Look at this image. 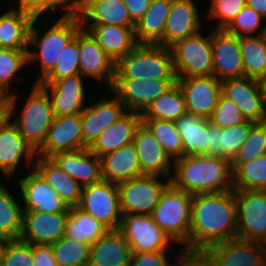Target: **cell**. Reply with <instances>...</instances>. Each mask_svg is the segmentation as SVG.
Returning a JSON list of instances; mask_svg holds the SVG:
<instances>
[{
	"label": "cell",
	"instance_id": "1",
	"mask_svg": "<svg viewBox=\"0 0 266 266\" xmlns=\"http://www.w3.org/2000/svg\"><path fill=\"white\" fill-rule=\"evenodd\" d=\"M237 201L234 190L194 195L189 244L182 252L205 249L237 238Z\"/></svg>",
	"mask_w": 266,
	"mask_h": 266
},
{
	"label": "cell",
	"instance_id": "2",
	"mask_svg": "<svg viewBox=\"0 0 266 266\" xmlns=\"http://www.w3.org/2000/svg\"><path fill=\"white\" fill-rule=\"evenodd\" d=\"M170 182L191 195L233 190L231 160L207 155L183 156L174 161Z\"/></svg>",
	"mask_w": 266,
	"mask_h": 266
},
{
	"label": "cell",
	"instance_id": "3",
	"mask_svg": "<svg viewBox=\"0 0 266 266\" xmlns=\"http://www.w3.org/2000/svg\"><path fill=\"white\" fill-rule=\"evenodd\" d=\"M114 78L177 79L171 48L139 44L115 64Z\"/></svg>",
	"mask_w": 266,
	"mask_h": 266
},
{
	"label": "cell",
	"instance_id": "4",
	"mask_svg": "<svg viewBox=\"0 0 266 266\" xmlns=\"http://www.w3.org/2000/svg\"><path fill=\"white\" fill-rule=\"evenodd\" d=\"M34 17L30 30L28 45L38 46L39 51L28 49V63L37 58L41 61V76L36 83H39L55 66L56 61L62 54L65 46L75 37L77 31L82 27L80 18L76 12L60 17L52 26L43 33L40 38L34 24L38 21Z\"/></svg>",
	"mask_w": 266,
	"mask_h": 266
},
{
	"label": "cell",
	"instance_id": "5",
	"mask_svg": "<svg viewBox=\"0 0 266 266\" xmlns=\"http://www.w3.org/2000/svg\"><path fill=\"white\" fill-rule=\"evenodd\" d=\"M193 198V195L176 188L171 182L161 193L151 216L172 242L189 244Z\"/></svg>",
	"mask_w": 266,
	"mask_h": 266
},
{
	"label": "cell",
	"instance_id": "6",
	"mask_svg": "<svg viewBox=\"0 0 266 266\" xmlns=\"http://www.w3.org/2000/svg\"><path fill=\"white\" fill-rule=\"evenodd\" d=\"M20 111V117L17 116L12 123L23 138L37 151L45 142L55 117L48 92L40 84H34Z\"/></svg>",
	"mask_w": 266,
	"mask_h": 266
},
{
	"label": "cell",
	"instance_id": "7",
	"mask_svg": "<svg viewBox=\"0 0 266 266\" xmlns=\"http://www.w3.org/2000/svg\"><path fill=\"white\" fill-rule=\"evenodd\" d=\"M177 78L213 76L212 32H200L177 41L171 47Z\"/></svg>",
	"mask_w": 266,
	"mask_h": 266
},
{
	"label": "cell",
	"instance_id": "8",
	"mask_svg": "<svg viewBox=\"0 0 266 266\" xmlns=\"http://www.w3.org/2000/svg\"><path fill=\"white\" fill-rule=\"evenodd\" d=\"M160 176L142 175L117 184L122 215H152L162 191L170 183Z\"/></svg>",
	"mask_w": 266,
	"mask_h": 266
},
{
	"label": "cell",
	"instance_id": "9",
	"mask_svg": "<svg viewBox=\"0 0 266 266\" xmlns=\"http://www.w3.org/2000/svg\"><path fill=\"white\" fill-rule=\"evenodd\" d=\"M237 201V238L266 245V191L234 190Z\"/></svg>",
	"mask_w": 266,
	"mask_h": 266
},
{
	"label": "cell",
	"instance_id": "10",
	"mask_svg": "<svg viewBox=\"0 0 266 266\" xmlns=\"http://www.w3.org/2000/svg\"><path fill=\"white\" fill-rule=\"evenodd\" d=\"M77 207L94 216L109 230L119 229L122 213L117 184L102 180L83 187Z\"/></svg>",
	"mask_w": 266,
	"mask_h": 266
},
{
	"label": "cell",
	"instance_id": "11",
	"mask_svg": "<svg viewBox=\"0 0 266 266\" xmlns=\"http://www.w3.org/2000/svg\"><path fill=\"white\" fill-rule=\"evenodd\" d=\"M177 83V79L114 78L111 91L127 111L143 113L160 95Z\"/></svg>",
	"mask_w": 266,
	"mask_h": 266
},
{
	"label": "cell",
	"instance_id": "12",
	"mask_svg": "<svg viewBox=\"0 0 266 266\" xmlns=\"http://www.w3.org/2000/svg\"><path fill=\"white\" fill-rule=\"evenodd\" d=\"M118 231L132 252L165 251L172 239L154 222L151 215H122Z\"/></svg>",
	"mask_w": 266,
	"mask_h": 266
},
{
	"label": "cell",
	"instance_id": "13",
	"mask_svg": "<svg viewBox=\"0 0 266 266\" xmlns=\"http://www.w3.org/2000/svg\"><path fill=\"white\" fill-rule=\"evenodd\" d=\"M16 96L14 93L8 97V118L0 126V169L10 179L11 174L23 156L26 162L32 164L34 169L37 151L20 134L17 127L11 122L15 109ZM33 162V163H30Z\"/></svg>",
	"mask_w": 266,
	"mask_h": 266
},
{
	"label": "cell",
	"instance_id": "14",
	"mask_svg": "<svg viewBox=\"0 0 266 266\" xmlns=\"http://www.w3.org/2000/svg\"><path fill=\"white\" fill-rule=\"evenodd\" d=\"M70 212L44 213L23 211L19 240L31 245H51L66 234Z\"/></svg>",
	"mask_w": 266,
	"mask_h": 266
},
{
	"label": "cell",
	"instance_id": "15",
	"mask_svg": "<svg viewBox=\"0 0 266 266\" xmlns=\"http://www.w3.org/2000/svg\"><path fill=\"white\" fill-rule=\"evenodd\" d=\"M216 266H266V245L240 238L203 251Z\"/></svg>",
	"mask_w": 266,
	"mask_h": 266
},
{
	"label": "cell",
	"instance_id": "16",
	"mask_svg": "<svg viewBox=\"0 0 266 266\" xmlns=\"http://www.w3.org/2000/svg\"><path fill=\"white\" fill-rule=\"evenodd\" d=\"M177 84L183 92L186 111L209 119L222 94L221 81L214 75L195 76L177 78Z\"/></svg>",
	"mask_w": 266,
	"mask_h": 266
},
{
	"label": "cell",
	"instance_id": "17",
	"mask_svg": "<svg viewBox=\"0 0 266 266\" xmlns=\"http://www.w3.org/2000/svg\"><path fill=\"white\" fill-rule=\"evenodd\" d=\"M84 149L81 114L55 116L37 156L50 158L58 153Z\"/></svg>",
	"mask_w": 266,
	"mask_h": 266
},
{
	"label": "cell",
	"instance_id": "18",
	"mask_svg": "<svg viewBox=\"0 0 266 266\" xmlns=\"http://www.w3.org/2000/svg\"><path fill=\"white\" fill-rule=\"evenodd\" d=\"M213 75L223 81L244 77L240 38L225 29L212 31Z\"/></svg>",
	"mask_w": 266,
	"mask_h": 266
},
{
	"label": "cell",
	"instance_id": "19",
	"mask_svg": "<svg viewBox=\"0 0 266 266\" xmlns=\"http://www.w3.org/2000/svg\"><path fill=\"white\" fill-rule=\"evenodd\" d=\"M78 50L80 75L103 80L111 89L114 82L115 63L91 33L82 27L78 30Z\"/></svg>",
	"mask_w": 266,
	"mask_h": 266
},
{
	"label": "cell",
	"instance_id": "20",
	"mask_svg": "<svg viewBox=\"0 0 266 266\" xmlns=\"http://www.w3.org/2000/svg\"><path fill=\"white\" fill-rule=\"evenodd\" d=\"M222 94L232 100L247 121L266 122V112L256 79L248 77L230 78L221 81Z\"/></svg>",
	"mask_w": 266,
	"mask_h": 266
},
{
	"label": "cell",
	"instance_id": "21",
	"mask_svg": "<svg viewBox=\"0 0 266 266\" xmlns=\"http://www.w3.org/2000/svg\"><path fill=\"white\" fill-rule=\"evenodd\" d=\"M31 173L18 180L22 200L25 203L23 211L44 213L70 212V208L62 198L47 184L44 178L33 168Z\"/></svg>",
	"mask_w": 266,
	"mask_h": 266
},
{
	"label": "cell",
	"instance_id": "22",
	"mask_svg": "<svg viewBox=\"0 0 266 266\" xmlns=\"http://www.w3.org/2000/svg\"><path fill=\"white\" fill-rule=\"evenodd\" d=\"M82 78L78 74L53 82L38 83L50 96L54 116L79 115L84 112L86 95Z\"/></svg>",
	"mask_w": 266,
	"mask_h": 266
},
{
	"label": "cell",
	"instance_id": "23",
	"mask_svg": "<svg viewBox=\"0 0 266 266\" xmlns=\"http://www.w3.org/2000/svg\"><path fill=\"white\" fill-rule=\"evenodd\" d=\"M75 12L85 25L135 26L123 0H76Z\"/></svg>",
	"mask_w": 266,
	"mask_h": 266
},
{
	"label": "cell",
	"instance_id": "24",
	"mask_svg": "<svg viewBox=\"0 0 266 266\" xmlns=\"http://www.w3.org/2000/svg\"><path fill=\"white\" fill-rule=\"evenodd\" d=\"M136 147L139 165L143 175L161 174L171 180L170 165L171 157L165 152L151 130L141 122L137 127L133 139Z\"/></svg>",
	"mask_w": 266,
	"mask_h": 266
},
{
	"label": "cell",
	"instance_id": "25",
	"mask_svg": "<svg viewBox=\"0 0 266 266\" xmlns=\"http://www.w3.org/2000/svg\"><path fill=\"white\" fill-rule=\"evenodd\" d=\"M198 12L193 0H172L164 35L157 45L170 48L177 41L197 34L201 28Z\"/></svg>",
	"mask_w": 266,
	"mask_h": 266
},
{
	"label": "cell",
	"instance_id": "26",
	"mask_svg": "<svg viewBox=\"0 0 266 266\" xmlns=\"http://www.w3.org/2000/svg\"><path fill=\"white\" fill-rule=\"evenodd\" d=\"M50 159L82 187L104 180L101 159L88 148L58 153L51 156Z\"/></svg>",
	"mask_w": 266,
	"mask_h": 266
},
{
	"label": "cell",
	"instance_id": "27",
	"mask_svg": "<svg viewBox=\"0 0 266 266\" xmlns=\"http://www.w3.org/2000/svg\"><path fill=\"white\" fill-rule=\"evenodd\" d=\"M127 112L124 104L114 96L86 106L81 114L84 149L89 148L98 136Z\"/></svg>",
	"mask_w": 266,
	"mask_h": 266
},
{
	"label": "cell",
	"instance_id": "28",
	"mask_svg": "<svg viewBox=\"0 0 266 266\" xmlns=\"http://www.w3.org/2000/svg\"><path fill=\"white\" fill-rule=\"evenodd\" d=\"M134 28L135 26L87 25L86 30L116 64L139 45Z\"/></svg>",
	"mask_w": 266,
	"mask_h": 266
},
{
	"label": "cell",
	"instance_id": "29",
	"mask_svg": "<svg viewBox=\"0 0 266 266\" xmlns=\"http://www.w3.org/2000/svg\"><path fill=\"white\" fill-rule=\"evenodd\" d=\"M141 122V113L127 111L106 128L88 149L100 158L133 143L135 131Z\"/></svg>",
	"mask_w": 266,
	"mask_h": 266
},
{
	"label": "cell",
	"instance_id": "30",
	"mask_svg": "<svg viewBox=\"0 0 266 266\" xmlns=\"http://www.w3.org/2000/svg\"><path fill=\"white\" fill-rule=\"evenodd\" d=\"M132 250L118 230H109L91 245L88 266H129Z\"/></svg>",
	"mask_w": 266,
	"mask_h": 266
},
{
	"label": "cell",
	"instance_id": "31",
	"mask_svg": "<svg viewBox=\"0 0 266 266\" xmlns=\"http://www.w3.org/2000/svg\"><path fill=\"white\" fill-rule=\"evenodd\" d=\"M105 181L119 184L142 176L136 147L133 143L100 157Z\"/></svg>",
	"mask_w": 266,
	"mask_h": 266
},
{
	"label": "cell",
	"instance_id": "32",
	"mask_svg": "<svg viewBox=\"0 0 266 266\" xmlns=\"http://www.w3.org/2000/svg\"><path fill=\"white\" fill-rule=\"evenodd\" d=\"M34 169L62 198L69 208L79 205L83 187L70 175L60 169L50 158L37 156Z\"/></svg>",
	"mask_w": 266,
	"mask_h": 266
},
{
	"label": "cell",
	"instance_id": "33",
	"mask_svg": "<svg viewBox=\"0 0 266 266\" xmlns=\"http://www.w3.org/2000/svg\"><path fill=\"white\" fill-rule=\"evenodd\" d=\"M183 144V156L206 155L209 149V119L186 112L175 121Z\"/></svg>",
	"mask_w": 266,
	"mask_h": 266
},
{
	"label": "cell",
	"instance_id": "34",
	"mask_svg": "<svg viewBox=\"0 0 266 266\" xmlns=\"http://www.w3.org/2000/svg\"><path fill=\"white\" fill-rule=\"evenodd\" d=\"M34 17L20 9L0 16V48L28 50L29 30Z\"/></svg>",
	"mask_w": 266,
	"mask_h": 266
},
{
	"label": "cell",
	"instance_id": "35",
	"mask_svg": "<svg viewBox=\"0 0 266 266\" xmlns=\"http://www.w3.org/2000/svg\"><path fill=\"white\" fill-rule=\"evenodd\" d=\"M172 0H152L143 17L135 24L139 44H157L164 35Z\"/></svg>",
	"mask_w": 266,
	"mask_h": 266
},
{
	"label": "cell",
	"instance_id": "36",
	"mask_svg": "<svg viewBox=\"0 0 266 266\" xmlns=\"http://www.w3.org/2000/svg\"><path fill=\"white\" fill-rule=\"evenodd\" d=\"M109 229L100 223L94 216L78 207H71L66 223L67 238L75 239L85 244H94L102 238Z\"/></svg>",
	"mask_w": 266,
	"mask_h": 266
},
{
	"label": "cell",
	"instance_id": "37",
	"mask_svg": "<svg viewBox=\"0 0 266 266\" xmlns=\"http://www.w3.org/2000/svg\"><path fill=\"white\" fill-rule=\"evenodd\" d=\"M186 112L183 92L176 83L165 94L155 99L141 114V118L175 122Z\"/></svg>",
	"mask_w": 266,
	"mask_h": 266
},
{
	"label": "cell",
	"instance_id": "38",
	"mask_svg": "<svg viewBox=\"0 0 266 266\" xmlns=\"http://www.w3.org/2000/svg\"><path fill=\"white\" fill-rule=\"evenodd\" d=\"M244 76L258 80L266 76L265 34L240 38Z\"/></svg>",
	"mask_w": 266,
	"mask_h": 266
},
{
	"label": "cell",
	"instance_id": "39",
	"mask_svg": "<svg viewBox=\"0 0 266 266\" xmlns=\"http://www.w3.org/2000/svg\"><path fill=\"white\" fill-rule=\"evenodd\" d=\"M233 190L266 191V154L249 162L231 164Z\"/></svg>",
	"mask_w": 266,
	"mask_h": 266
},
{
	"label": "cell",
	"instance_id": "40",
	"mask_svg": "<svg viewBox=\"0 0 266 266\" xmlns=\"http://www.w3.org/2000/svg\"><path fill=\"white\" fill-rule=\"evenodd\" d=\"M23 208L17 204L6 187L0 184V236L18 240L22 231Z\"/></svg>",
	"mask_w": 266,
	"mask_h": 266
},
{
	"label": "cell",
	"instance_id": "41",
	"mask_svg": "<svg viewBox=\"0 0 266 266\" xmlns=\"http://www.w3.org/2000/svg\"><path fill=\"white\" fill-rule=\"evenodd\" d=\"M142 122L151 130L165 152L176 159L183 157L181 136L174 121L158 119H142Z\"/></svg>",
	"mask_w": 266,
	"mask_h": 266
},
{
	"label": "cell",
	"instance_id": "42",
	"mask_svg": "<svg viewBox=\"0 0 266 266\" xmlns=\"http://www.w3.org/2000/svg\"><path fill=\"white\" fill-rule=\"evenodd\" d=\"M58 266H88L91 245L64 236L51 244Z\"/></svg>",
	"mask_w": 266,
	"mask_h": 266
},
{
	"label": "cell",
	"instance_id": "43",
	"mask_svg": "<svg viewBox=\"0 0 266 266\" xmlns=\"http://www.w3.org/2000/svg\"><path fill=\"white\" fill-rule=\"evenodd\" d=\"M78 74L80 72L77 31L75 37L63 49L54 68L40 82H53Z\"/></svg>",
	"mask_w": 266,
	"mask_h": 266
},
{
	"label": "cell",
	"instance_id": "44",
	"mask_svg": "<svg viewBox=\"0 0 266 266\" xmlns=\"http://www.w3.org/2000/svg\"><path fill=\"white\" fill-rule=\"evenodd\" d=\"M266 154V122L255 123L248 132V137L231 164L249 162Z\"/></svg>",
	"mask_w": 266,
	"mask_h": 266
},
{
	"label": "cell",
	"instance_id": "45",
	"mask_svg": "<svg viewBox=\"0 0 266 266\" xmlns=\"http://www.w3.org/2000/svg\"><path fill=\"white\" fill-rule=\"evenodd\" d=\"M28 50H15L0 48V89L9 97L8 93L11 79L23 66L28 64Z\"/></svg>",
	"mask_w": 266,
	"mask_h": 266
},
{
	"label": "cell",
	"instance_id": "46",
	"mask_svg": "<svg viewBox=\"0 0 266 266\" xmlns=\"http://www.w3.org/2000/svg\"><path fill=\"white\" fill-rule=\"evenodd\" d=\"M262 20H265L257 11L247 5L236 15L235 19L225 29L228 33L234 34L239 38L265 34L266 25L261 27ZM261 27V28H260ZM260 29V30H258ZM260 33H258V31ZM262 30V31H261ZM257 31V34H256ZM254 33V34H253Z\"/></svg>",
	"mask_w": 266,
	"mask_h": 266
},
{
	"label": "cell",
	"instance_id": "47",
	"mask_svg": "<svg viewBox=\"0 0 266 266\" xmlns=\"http://www.w3.org/2000/svg\"><path fill=\"white\" fill-rule=\"evenodd\" d=\"M254 122L245 121L241 124L223 128L220 134V147H223V158L232 160L248 137Z\"/></svg>",
	"mask_w": 266,
	"mask_h": 266
},
{
	"label": "cell",
	"instance_id": "48",
	"mask_svg": "<svg viewBox=\"0 0 266 266\" xmlns=\"http://www.w3.org/2000/svg\"><path fill=\"white\" fill-rule=\"evenodd\" d=\"M212 125L227 128L246 121L240 108L223 94L220 95L218 104L209 118Z\"/></svg>",
	"mask_w": 266,
	"mask_h": 266
},
{
	"label": "cell",
	"instance_id": "49",
	"mask_svg": "<svg viewBox=\"0 0 266 266\" xmlns=\"http://www.w3.org/2000/svg\"><path fill=\"white\" fill-rule=\"evenodd\" d=\"M207 15L212 19H219L215 29H226L236 15L246 6V0H210Z\"/></svg>",
	"mask_w": 266,
	"mask_h": 266
},
{
	"label": "cell",
	"instance_id": "50",
	"mask_svg": "<svg viewBox=\"0 0 266 266\" xmlns=\"http://www.w3.org/2000/svg\"><path fill=\"white\" fill-rule=\"evenodd\" d=\"M19 6L17 9L22 10L28 14H31L33 17H40L43 13H46L49 10L54 11L58 9V6L63 8L65 11L62 15L68 16L75 12L76 9V0H18Z\"/></svg>",
	"mask_w": 266,
	"mask_h": 266
},
{
	"label": "cell",
	"instance_id": "51",
	"mask_svg": "<svg viewBox=\"0 0 266 266\" xmlns=\"http://www.w3.org/2000/svg\"><path fill=\"white\" fill-rule=\"evenodd\" d=\"M1 266H35L33 245L21 240H9L3 255Z\"/></svg>",
	"mask_w": 266,
	"mask_h": 266
},
{
	"label": "cell",
	"instance_id": "52",
	"mask_svg": "<svg viewBox=\"0 0 266 266\" xmlns=\"http://www.w3.org/2000/svg\"><path fill=\"white\" fill-rule=\"evenodd\" d=\"M165 253L166 251L132 252L129 266H173L169 264ZM177 256L175 266H182L183 252Z\"/></svg>",
	"mask_w": 266,
	"mask_h": 266
},
{
	"label": "cell",
	"instance_id": "53",
	"mask_svg": "<svg viewBox=\"0 0 266 266\" xmlns=\"http://www.w3.org/2000/svg\"><path fill=\"white\" fill-rule=\"evenodd\" d=\"M35 266H58L51 245H33Z\"/></svg>",
	"mask_w": 266,
	"mask_h": 266
},
{
	"label": "cell",
	"instance_id": "54",
	"mask_svg": "<svg viewBox=\"0 0 266 266\" xmlns=\"http://www.w3.org/2000/svg\"><path fill=\"white\" fill-rule=\"evenodd\" d=\"M222 128L214 126L209 121V149L207 156L223 158V147H220Z\"/></svg>",
	"mask_w": 266,
	"mask_h": 266
},
{
	"label": "cell",
	"instance_id": "55",
	"mask_svg": "<svg viewBox=\"0 0 266 266\" xmlns=\"http://www.w3.org/2000/svg\"><path fill=\"white\" fill-rule=\"evenodd\" d=\"M132 21L136 24L151 5L152 0H123Z\"/></svg>",
	"mask_w": 266,
	"mask_h": 266
},
{
	"label": "cell",
	"instance_id": "56",
	"mask_svg": "<svg viewBox=\"0 0 266 266\" xmlns=\"http://www.w3.org/2000/svg\"><path fill=\"white\" fill-rule=\"evenodd\" d=\"M182 266H216L203 252H183Z\"/></svg>",
	"mask_w": 266,
	"mask_h": 266
},
{
	"label": "cell",
	"instance_id": "57",
	"mask_svg": "<svg viewBox=\"0 0 266 266\" xmlns=\"http://www.w3.org/2000/svg\"><path fill=\"white\" fill-rule=\"evenodd\" d=\"M246 5L257 11L263 18H266V0H246Z\"/></svg>",
	"mask_w": 266,
	"mask_h": 266
},
{
	"label": "cell",
	"instance_id": "58",
	"mask_svg": "<svg viewBox=\"0 0 266 266\" xmlns=\"http://www.w3.org/2000/svg\"><path fill=\"white\" fill-rule=\"evenodd\" d=\"M259 90L262 97L263 107L266 112V76L257 80Z\"/></svg>",
	"mask_w": 266,
	"mask_h": 266
},
{
	"label": "cell",
	"instance_id": "59",
	"mask_svg": "<svg viewBox=\"0 0 266 266\" xmlns=\"http://www.w3.org/2000/svg\"><path fill=\"white\" fill-rule=\"evenodd\" d=\"M8 106L9 105H0V126L6 121L8 118Z\"/></svg>",
	"mask_w": 266,
	"mask_h": 266
},
{
	"label": "cell",
	"instance_id": "60",
	"mask_svg": "<svg viewBox=\"0 0 266 266\" xmlns=\"http://www.w3.org/2000/svg\"><path fill=\"white\" fill-rule=\"evenodd\" d=\"M9 239L0 236V266L2 264L3 255Z\"/></svg>",
	"mask_w": 266,
	"mask_h": 266
},
{
	"label": "cell",
	"instance_id": "61",
	"mask_svg": "<svg viewBox=\"0 0 266 266\" xmlns=\"http://www.w3.org/2000/svg\"><path fill=\"white\" fill-rule=\"evenodd\" d=\"M0 105H8V96L0 89Z\"/></svg>",
	"mask_w": 266,
	"mask_h": 266
}]
</instances>
